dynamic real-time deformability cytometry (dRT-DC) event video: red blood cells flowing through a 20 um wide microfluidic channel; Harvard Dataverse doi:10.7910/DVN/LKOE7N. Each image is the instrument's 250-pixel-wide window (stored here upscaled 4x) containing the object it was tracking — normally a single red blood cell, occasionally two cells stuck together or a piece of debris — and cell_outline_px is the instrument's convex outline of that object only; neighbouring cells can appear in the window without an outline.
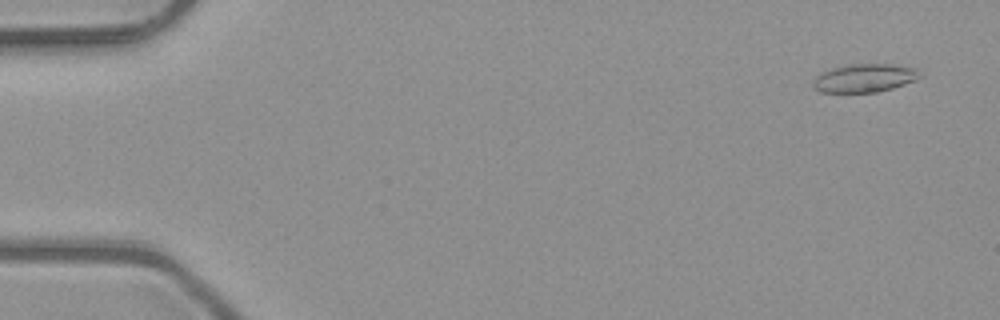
{"species": "common noctule bat (a hibernating species)", "species_latin": "Nyctalus noctula", "temperature_condition": "room temperature", "stored_images_in_passage": 4, "camera_frame_rate_fps": 3000, "um_per_image_px": 0.085, "animal": {"sex": "male", "body_mass_g": 23.1, "forearm_length_mm": 52.7}, "frame": {"image": 1, "passage_image": 1, "time_ms": 0.0, "image_size_px": [1000, 320], "cell_outline_px": [[924, 76], [916, 80], [892, 88], [876, 92], [820, 92], [812, 84], [812, 80], [820, 72], [832, 68], [848, 64], [900, 64], [920, 68]], "centroid_in_image_um": [73.56, 6.61], "position_along_channel_um": 11.4, "area_um2": 18.03}}
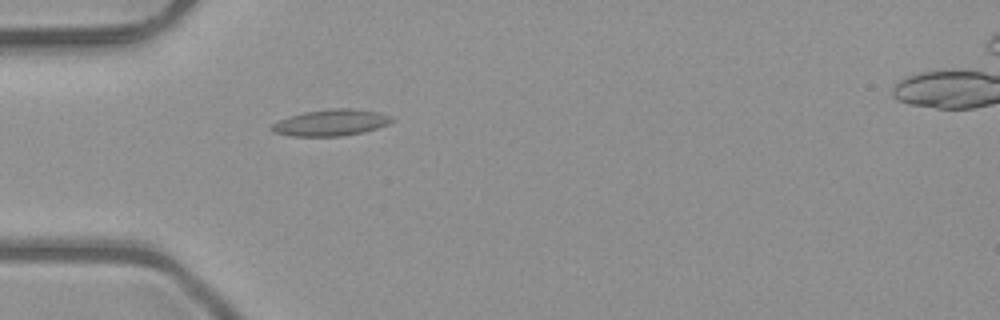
{"frame": {"image": 2, "passage_image": 4, "time_ms": 1.0, "image_size_px": [1000, 320], "cell_outline_px": [[396, 120], [388, 124], [376, 128], [360, 132], [340, 136], [292, 136], [272, 132], [268, 128], [272, 124], [288, 116], [304, 112], [328, 108], [352, 108], [376, 112], [392, 116]], "centroid_in_image_um": [28.1, 10.41], "position_along_channel_um": 56.9, "area_um2": 18.5}}